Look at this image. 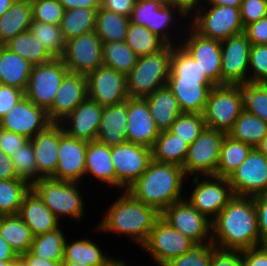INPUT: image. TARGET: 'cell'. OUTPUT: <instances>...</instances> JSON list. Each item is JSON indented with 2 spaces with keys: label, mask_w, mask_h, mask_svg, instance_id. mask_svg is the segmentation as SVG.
I'll return each mask as SVG.
<instances>
[{
  "label": "cell",
  "mask_w": 267,
  "mask_h": 266,
  "mask_svg": "<svg viewBox=\"0 0 267 266\" xmlns=\"http://www.w3.org/2000/svg\"><path fill=\"white\" fill-rule=\"evenodd\" d=\"M211 228V243L222 250L243 251L264 245L253 197L235 195L211 221Z\"/></svg>",
  "instance_id": "1"
},
{
  "label": "cell",
  "mask_w": 267,
  "mask_h": 266,
  "mask_svg": "<svg viewBox=\"0 0 267 266\" xmlns=\"http://www.w3.org/2000/svg\"><path fill=\"white\" fill-rule=\"evenodd\" d=\"M184 177L181 166L152 161L148 169L126 191L162 213L171 204L183 200L181 189Z\"/></svg>",
  "instance_id": "2"
},
{
  "label": "cell",
  "mask_w": 267,
  "mask_h": 266,
  "mask_svg": "<svg viewBox=\"0 0 267 266\" xmlns=\"http://www.w3.org/2000/svg\"><path fill=\"white\" fill-rule=\"evenodd\" d=\"M107 212L98 227L100 230L127 234L141 245L146 242L156 220L161 216L154 207L145 205L127 191Z\"/></svg>",
  "instance_id": "3"
},
{
  "label": "cell",
  "mask_w": 267,
  "mask_h": 266,
  "mask_svg": "<svg viewBox=\"0 0 267 266\" xmlns=\"http://www.w3.org/2000/svg\"><path fill=\"white\" fill-rule=\"evenodd\" d=\"M172 45L162 50L138 57L135 67L126 75L129 97L145 98L155 90L165 87L170 72Z\"/></svg>",
  "instance_id": "4"
},
{
  "label": "cell",
  "mask_w": 267,
  "mask_h": 266,
  "mask_svg": "<svg viewBox=\"0 0 267 266\" xmlns=\"http://www.w3.org/2000/svg\"><path fill=\"white\" fill-rule=\"evenodd\" d=\"M243 110L241 85H216L209 92L203 112L206 127L228 133Z\"/></svg>",
  "instance_id": "5"
},
{
  "label": "cell",
  "mask_w": 267,
  "mask_h": 266,
  "mask_svg": "<svg viewBox=\"0 0 267 266\" xmlns=\"http://www.w3.org/2000/svg\"><path fill=\"white\" fill-rule=\"evenodd\" d=\"M76 186V182L42 178L32 184L31 189L55 214L57 219L63 214L80 219L84 210V201Z\"/></svg>",
  "instance_id": "6"
},
{
  "label": "cell",
  "mask_w": 267,
  "mask_h": 266,
  "mask_svg": "<svg viewBox=\"0 0 267 266\" xmlns=\"http://www.w3.org/2000/svg\"><path fill=\"white\" fill-rule=\"evenodd\" d=\"M69 73L61 58L34 65L29 76L25 96L46 111L52 106L58 88Z\"/></svg>",
  "instance_id": "7"
},
{
  "label": "cell",
  "mask_w": 267,
  "mask_h": 266,
  "mask_svg": "<svg viewBox=\"0 0 267 266\" xmlns=\"http://www.w3.org/2000/svg\"><path fill=\"white\" fill-rule=\"evenodd\" d=\"M227 133L206 127L202 133L189 145L183 164L185 176L196 173V176H212L216 174L221 146ZM198 173V174H197Z\"/></svg>",
  "instance_id": "8"
},
{
  "label": "cell",
  "mask_w": 267,
  "mask_h": 266,
  "mask_svg": "<svg viewBox=\"0 0 267 266\" xmlns=\"http://www.w3.org/2000/svg\"><path fill=\"white\" fill-rule=\"evenodd\" d=\"M194 18L192 29L206 38L222 41L244 32L239 8L212 5L205 14L199 11Z\"/></svg>",
  "instance_id": "9"
},
{
  "label": "cell",
  "mask_w": 267,
  "mask_h": 266,
  "mask_svg": "<svg viewBox=\"0 0 267 266\" xmlns=\"http://www.w3.org/2000/svg\"><path fill=\"white\" fill-rule=\"evenodd\" d=\"M194 245L196 244L192 240L172 228L160 216L142 246L151 253L156 263L161 265L188 252Z\"/></svg>",
  "instance_id": "10"
},
{
  "label": "cell",
  "mask_w": 267,
  "mask_h": 266,
  "mask_svg": "<svg viewBox=\"0 0 267 266\" xmlns=\"http://www.w3.org/2000/svg\"><path fill=\"white\" fill-rule=\"evenodd\" d=\"M112 162L116 171L117 187L131 186L153 161L152 149L126 142L111 147Z\"/></svg>",
  "instance_id": "11"
},
{
  "label": "cell",
  "mask_w": 267,
  "mask_h": 266,
  "mask_svg": "<svg viewBox=\"0 0 267 266\" xmlns=\"http://www.w3.org/2000/svg\"><path fill=\"white\" fill-rule=\"evenodd\" d=\"M86 76L88 98L102 107L117 105L129 98L125 74L102 64Z\"/></svg>",
  "instance_id": "12"
},
{
  "label": "cell",
  "mask_w": 267,
  "mask_h": 266,
  "mask_svg": "<svg viewBox=\"0 0 267 266\" xmlns=\"http://www.w3.org/2000/svg\"><path fill=\"white\" fill-rule=\"evenodd\" d=\"M244 32L221 41V85H242L248 82L251 50Z\"/></svg>",
  "instance_id": "13"
},
{
  "label": "cell",
  "mask_w": 267,
  "mask_h": 266,
  "mask_svg": "<svg viewBox=\"0 0 267 266\" xmlns=\"http://www.w3.org/2000/svg\"><path fill=\"white\" fill-rule=\"evenodd\" d=\"M228 180L236 196L254 197L267 193V158L253 148Z\"/></svg>",
  "instance_id": "14"
},
{
  "label": "cell",
  "mask_w": 267,
  "mask_h": 266,
  "mask_svg": "<svg viewBox=\"0 0 267 266\" xmlns=\"http://www.w3.org/2000/svg\"><path fill=\"white\" fill-rule=\"evenodd\" d=\"M61 59L69 72L87 75L102 65V41L95 31L71 38Z\"/></svg>",
  "instance_id": "15"
},
{
  "label": "cell",
  "mask_w": 267,
  "mask_h": 266,
  "mask_svg": "<svg viewBox=\"0 0 267 266\" xmlns=\"http://www.w3.org/2000/svg\"><path fill=\"white\" fill-rule=\"evenodd\" d=\"M199 178L197 175L193 179L197 185L188 202L207 218H211L208 215H213L212 221L235 195L228 178L216 175L207 176L208 179L205 181H199Z\"/></svg>",
  "instance_id": "16"
},
{
  "label": "cell",
  "mask_w": 267,
  "mask_h": 266,
  "mask_svg": "<svg viewBox=\"0 0 267 266\" xmlns=\"http://www.w3.org/2000/svg\"><path fill=\"white\" fill-rule=\"evenodd\" d=\"M52 122L47 111L30 101L26 96L0 119V128L25 136L29 140L45 130Z\"/></svg>",
  "instance_id": "17"
},
{
  "label": "cell",
  "mask_w": 267,
  "mask_h": 266,
  "mask_svg": "<svg viewBox=\"0 0 267 266\" xmlns=\"http://www.w3.org/2000/svg\"><path fill=\"white\" fill-rule=\"evenodd\" d=\"M161 217L195 244H204V237L209 236L211 231V219L185 199L171 204L161 213Z\"/></svg>",
  "instance_id": "18"
},
{
  "label": "cell",
  "mask_w": 267,
  "mask_h": 266,
  "mask_svg": "<svg viewBox=\"0 0 267 266\" xmlns=\"http://www.w3.org/2000/svg\"><path fill=\"white\" fill-rule=\"evenodd\" d=\"M87 142L68 136L59 123L58 164L51 179L76 182L85 174Z\"/></svg>",
  "instance_id": "19"
},
{
  "label": "cell",
  "mask_w": 267,
  "mask_h": 266,
  "mask_svg": "<svg viewBox=\"0 0 267 266\" xmlns=\"http://www.w3.org/2000/svg\"><path fill=\"white\" fill-rule=\"evenodd\" d=\"M160 130L153 120L145 98L127 99V142L152 149Z\"/></svg>",
  "instance_id": "20"
},
{
  "label": "cell",
  "mask_w": 267,
  "mask_h": 266,
  "mask_svg": "<svg viewBox=\"0 0 267 266\" xmlns=\"http://www.w3.org/2000/svg\"><path fill=\"white\" fill-rule=\"evenodd\" d=\"M87 98V76L69 72L58 88L52 106L47 110L50 121L64 124V119Z\"/></svg>",
  "instance_id": "21"
},
{
  "label": "cell",
  "mask_w": 267,
  "mask_h": 266,
  "mask_svg": "<svg viewBox=\"0 0 267 266\" xmlns=\"http://www.w3.org/2000/svg\"><path fill=\"white\" fill-rule=\"evenodd\" d=\"M181 45L198 63L205 76L216 86L221 85V41L206 38L192 30Z\"/></svg>",
  "instance_id": "22"
},
{
  "label": "cell",
  "mask_w": 267,
  "mask_h": 266,
  "mask_svg": "<svg viewBox=\"0 0 267 266\" xmlns=\"http://www.w3.org/2000/svg\"><path fill=\"white\" fill-rule=\"evenodd\" d=\"M173 5L163 4L161 1L136 2L133 8L130 22L146 27L148 30L160 37L167 45H172L165 29L173 21ZM173 17V18H172Z\"/></svg>",
  "instance_id": "23"
},
{
  "label": "cell",
  "mask_w": 267,
  "mask_h": 266,
  "mask_svg": "<svg viewBox=\"0 0 267 266\" xmlns=\"http://www.w3.org/2000/svg\"><path fill=\"white\" fill-rule=\"evenodd\" d=\"M103 108L100 104L87 98L81 102L64 120L68 119L71 127L63 126L64 132L73 138L86 142L96 141Z\"/></svg>",
  "instance_id": "24"
},
{
  "label": "cell",
  "mask_w": 267,
  "mask_h": 266,
  "mask_svg": "<svg viewBox=\"0 0 267 266\" xmlns=\"http://www.w3.org/2000/svg\"><path fill=\"white\" fill-rule=\"evenodd\" d=\"M40 179L51 178L58 164L59 123L50 124L30 139Z\"/></svg>",
  "instance_id": "25"
},
{
  "label": "cell",
  "mask_w": 267,
  "mask_h": 266,
  "mask_svg": "<svg viewBox=\"0 0 267 266\" xmlns=\"http://www.w3.org/2000/svg\"><path fill=\"white\" fill-rule=\"evenodd\" d=\"M166 86L177 98L183 113L203 114L209 92L215 85L211 81L168 79Z\"/></svg>",
  "instance_id": "26"
},
{
  "label": "cell",
  "mask_w": 267,
  "mask_h": 266,
  "mask_svg": "<svg viewBox=\"0 0 267 266\" xmlns=\"http://www.w3.org/2000/svg\"><path fill=\"white\" fill-rule=\"evenodd\" d=\"M30 228L33 236L45 234L58 228V219L32 190L24 196L17 214Z\"/></svg>",
  "instance_id": "27"
},
{
  "label": "cell",
  "mask_w": 267,
  "mask_h": 266,
  "mask_svg": "<svg viewBox=\"0 0 267 266\" xmlns=\"http://www.w3.org/2000/svg\"><path fill=\"white\" fill-rule=\"evenodd\" d=\"M127 100L117 105L106 106L98 128L96 141L114 147L127 142Z\"/></svg>",
  "instance_id": "28"
},
{
  "label": "cell",
  "mask_w": 267,
  "mask_h": 266,
  "mask_svg": "<svg viewBox=\"0 0 267 266\" xmlns=\"http://www.w3.org/2000/svg\"><path fill=\"white\" fill-rule=\"evenodd\" d=\"M145 99L160 132L169 130L177 117L183 114L177 98L167 86L155 90Z\"/></svg>",
  "instance_id": "29"
},
{
  "label": "cell",
  "mask_w": 267,
  "mask_h": 266,
  "mask_svg": "<svg viewBox=\"0 0 267 266\" xmlns=\"http://www.w3.org/2000/svg\"><path fill=\"white\" fill-rule=\"evenodd\" d=\"M87 173H90L98 180L117 187L116 171L111 157V147L99 141L87 142L85 175Z\"/></svg>",
  "instance_id": "30"
},
{
  "label": "cell",
  "mask_w": 267,
  "mask_h": 266,
  "mask_svg": "<svg viewBox=\"0 0 267 266\" xmlns=\"http://www.w3.org/2000/svg\"><path fill=\"white\" fill-rule=\"evenodd\" d=\"M33 65L5 45L0 48V84L26 91Z\"/></svg>",
  "instance_id": "31"
},
{
  "label": "cell",
  "mask_w": 267,
  "mask_h": 266,
  "mask_svg": "<svg viewBox=\"0 0 267 266\" xmlns=\"http://www.w3.org/2000/svg\"><path fill=\"white\" fill-rule=\"evenodd\" d=\"M33 20L30 0H15L0 17V43L5 45L19 33L29 30Z\"/></svg>",
  "instance_id": "32"
},
{
  "label": "cell",
  "mask_w": 267,
  "mask_h": 266,
  "mask_svg": "<svg viewBox=\"0 0 267 266\" xmlns=\"http://www.w3.org/2000/svg\"><path fill=\"white\" fill-rule=\"evenodd\" d=\"M0 236L18 257L29 251L34 239L30 228L17 214L0 216Z\"/></svg>",
  "instance_id": "33"
},
{
  "label": "cell",
  "mask_w": 267,
  "mask_h": 266,
  "mask_svg": "<svg viewBox=\"0 0 267 266\" xmlns=\"http://www.w3.org/2000/svg\"><path fill=\"white\" fill-rule=\"evenodd\" d=\"M189 144L169 130L161 131L152 147L153 161L183 167Z\"/></svg>",
  "instance_id": "34"
},
{
  "label": "cell",
  "mask_w": 267,
  "mask_h": 266,
  "mask_svg": "<svg viewBox=\"0 0 267 266\" xmlns=\"http://www.w3.org/2000/svg\"><path fill=\"white\" fill-rule=\"evenodd\" d=\"M98 9L77 7L65 10L60 25L65 40L95 31Z\"/></svg>",
  "instance_id": "35"
},
{
  "label": "cell",
  "mask_w": 267,
  "mask_h": 266,
  "mask_svg": "<svg viewBox=\"0 0 267 266\" xmlns=\"http://www.w3.org/2000/svg\"><path fill=\"white\" fill-rule=\"evenodd\" d=\"M5 46L33 66L44 64L54 59L45 46L29 30L19 33L7 42Z\"/></svg>",
  "instance_id": "36"
},
{
  "label": "cell",
  "mask_w": 267,
  "mask_h": 266,
  "mask_svg": "<svg viewBox=\"0 0 267 266\" xmlns=\"http://www.w3.org/2000/svg\"><path fill=\"white\" fill-rule=\"evenodd\" d=\"M227 134L256 148L267 134V123L243 110Z\"/></svg>",
  "instance_id": "37"
},
{
  "label": "cell",
  "mask_w": 267,
  "mask_h": 266,
  "mask_svg": "<svg viewBox=\"0 0 267 266\" xmlns=\"http://www.w3.org/2000/svg\"><path fill=\"white\" fill-rule=\"evenodd\" d=\"M252 149L253 147L247 143L237 141L226 134L221 146L215 175L228 178L247 158Z\"/></svg>",
  "instance_id": "38"
},
{
  "label": "cell",
  "mask_w": 267,
  "mask_h": 266,
  "mask_svg": "<svg viewBox=\"0 0 267 266\" xmlns=\"http://www.w3.org/2000/svg\"><path fill=\"white\" fill-rule=\"evenodd\" d=\"M129 23V17L100 7L96 15L95 33L102 42L125 41Z\"/></svg>",
  "instance_id": "39"
},
{
  "label": "cell",
  "mask_w": 267,
  "mask_h": 266,
  "mask_svg": "<svg viewBox=\"0 0 267 266\" xmlns=\"http://www.w3.org/2000/svg\"><path fill=\"white\" fill-rule=\"evenodd\" d=\"M138 56L125 41L102 42V64L127 75L136 65Z\"/></svg>",
  "instance_id": "40"
},
{
  "label": "cell",
  "mask_w": 267,
  "mask_h": 266,
  "mask_svg": "<svg viewBox=\"0 0 267 266\" xmlns=\"http://www.w3.org/2000/svg\"><path fill=\"white\" fill-rule=\"evenodd\" d=\"M125 43L138 56H146L162 50L167 44L146 27L129 23Z\"/></svg>",
  "instance_id": "41"
},
{
  "label": "cell",
  "mask_w": 267,
  "mask_h": 266,
  "mask_svg": "<svg viewBox=\"0 0 267 266\" xmlns=\"http://www.w3.org/2000/svg\"><path fill=\"white\" fill-rule=\"evenodd\" d=\"M168 79L210 81L205 76L196 60H194L182 46H178V48L175 49L173 45Z\"/></svg>",
  "instance_id": "42"
},
{
  "label": "cell",
  "mask_w": 267,
  "mask_h": 266,
  "mask_svg": "<svg viewBox=\"0 0 267 266\" xmlns=\"http://www.w3.org/2000/svg\"><path fill=\"white\" fill-rule=\"evenodd\" d=\"M67 243L65 241L62 261L77 262L87 266H101L110 259L89 239L77 240L71 244Z\"/></svg>",
  "instance_id": "43"
},
{
  "label": "cell",
  "mask_w": 267,
  "mask_h": 266,
  "mask_svg": "<svg viewBox=\"0 0 267 266\" xmlns=\"http://www.w3.org/2000/svg\"><path fill=\"white\" fill-rule=\"evenodd\" d=\"M31 185L20 178L0 180V216L16 215Z\"/></svg>",
  "instance_id": "44"
},
{
  "label": "cell",
  "mask_w": 267,
  "mask_h": 266,
  "mask_svg": "<svg viewBox=\"0 0 267 266\" xmlns=\"http://www.w3.org/2000/svg\"><path fill=\"white\" fill-rule=\"evenodd\" d=\"M65 237L62 230H56L35 236L29 251L38 257L50 261H62L64 256Z\"/></svg>",
  "instance_id": "45"
},
{
  "label": "cell",
  "mask_w": 267,
  "mask_h": 266,
  "mask_svg": "<svg viewBox=\"0 0 267 266\" xmlns=\"http://www.w3.org/2000/svg\"><path fill=\"white\" fill-rule=\"evenodd\" d=\"M29 31L54 58L63 56L66 40L60 26L32 20Z\"/></svg>",
  "instance_id": "46"
},
{
  "label": "cell",
  "mask_w": 267,
  "mask_h": 266,
  "mask_svg": "<svg viewBox=\"0 0 267 266\" xmlns=\"http://www.w3.org/2000/svg\"><path fill=\"white\" fill-rule=\"evenodd\" d=\"M244 110L267 123V83L247 82L241 85Z\"/></svg>",
  "instance_id": "47"
},
{
  "label": "cell",
  "mask_w": 267,
  "mask_h": 266,
  "mask_svg": "<svg viewBox=\"0 0 267 266\" xmlns=\"http://www.w3.org/2000/svg\"><path fill=\"white\" fill-rule=\"evenodd\" d=\"M205 128L203 114L183 113L172 123L169 131L191 145Z\"/></svg>",
  "instance_id": "48"
},
{
  "label": "cell",
  "mask_w": 267,
  "mask_h": 266,
  "mask_svg": "<svg viewBox=\"0 0 267 266\" xmlns=\"http://www.w3.org/2000/svg\"><path fill=\"white\" fill-rule=\"evenodd\" d=\"M10 157L14 163L15 171L20 179L25 180L30 185L40 180L31 141L27 142L17 152L11 153Z\"/></svg>",
  "instance_id": "49"
},
{
  "label": "cell",
  "mask_w": 267,
  "mask_h": 266,
  "mask_svg": "<svg viewBox=\"0 0 267 266\" xmlns=\"http://www.w3.org/2000/svg\"><path fill=\"white\" fill-rule=\"evenodd\" d=\"M33 20L60 26L65 13L58 0H30Z\"/></svg>",
  "instance_id": "50"
},
{
  "label": "cell",
  "mask_w": 267,
  "mask_h": 266,
  "mask_svg": "<svg viewBox=\"0 0 267 266\" xmlns=\"http://www.w3.org/2000/svg\"><path fill=\"white\" fill-rule=\"evenodd\" d=\"M211 237L206 244H196L188 252L174 257L167 266H210L212 249Z\"/></svg>",
  "instance_id": "51"
},
{
  "label": "cell",
  "mask_w": 267,
  "mask_h": 266,
  "mask_svg": "<svg viewBox=\"0 0 267 266\" xmlns=\"http://www.w3.org/2000/svg\"><path fill=\"white\" fill-rule=\"evenodd\" d=\"M249 67L255 72L248 78V82L267 83V45L251 46Z\"/></svg>",
  "instance_id": "52"
},
{
  "label": "cell",
  "mask_w": 267,
  "mask_h": 266,
  "mask_svg": "<svg viewBox=\"0 0 267 266\" xmlns=\"http://www.w3.org/2000/svg\"><path fill=\"white\" fill-rule=\"evenodd\" d=\"M267 16V0H242L240 17L244 28Z\"/></svg>",
  "instance_id": "53"
},
{
  "label": "cell",
  "mask_w": 267,
  "mask_h": 266,
  "mask_svg": "<svg viewBox=\"0 0 267 266\" xmlns=\"http://www.w3.org/2000/svg\"><path fill=\"white\" fill-rule=\"evenodd\" d=\"M25 96L23 90L0 84V119L3 118L15 104Z\"/></svg>",
  "instance_id": "54"
},
{
  "label": "cell",
  "mask_w": 267,
  "mask_h": 266,
  "mask_svg": "<svg viewBox=\"0 0 267 266\" xmlns=\"http://www.w3.org/2000/svg\"><path fill=\"white\" fill-rule=\"evenodd\" d=\"M239 254L241 251L222 250L215 246L212 249L210 266H245L242 256Z\"/></svg>",
  "instance_id": "55"
},
{
  "label": "cell",
  "mask_w": 267,
  "mask_h": 266,
  "mask_svg": "<svg viewBox=\"0 0 267 266\" xmlns=\"http://www.w3.org/2000/svg\"><path fill=\"white\" fill-rule=\"evenodd\" d=\"M30 140L25 136L0 128V149L7 155L17 152Z\"/></svg>",
  "instance_id": "56"
},
{
  "label": "cell",
  "mask_w": 267,
  "mask_h": 266,
  "mask_svg": "<svg viewBox=\"0 0 267 266\" xmlns=\"http://www.w3.org/2000/svg\"><path fill=\"white\" fill-rule=\"evenodd\" d=\"M251 45H267V16L244 28Z\"/></svg>",
  "instance_id": "57"
},
{
  "label": "cell",
  "mask_w": 267,
  "mask_h": 266,
  "mask_svg": "<svg viewBox=\"0 0 267 266\" xmlns=\"http://www.w3.org/2000/svg\"><path fill=\"white\" fill-rule=\"evenodd\" d=\"M253 199L256 206L261 242L267 244V193L256 195Z\"/></svg>",
  "instance_id": "58"
},
{
  "label": "cell",
  "mask_w": 267,
  "mask_h": 266,
  "mask_svg": "<svg viewBox=\"0 0 267 266\" xmlns=\"http://www.w3.org/2000/svg\"><path fill=\"white\" fill-rule=\"evenodd\" d=\"M245 266H267V244L241 251Z\"/></svg>",
  "instance_id": "59"
},
{
  "label": "cell",
  "mask_w": 267,
  "mask_h": 266,
  "mask_svg": "<svg viewBox=\"0 0 267 266\" xmlns=\"http://www.w3.org/2000/svg\"><path fill=\"white\" fill-rule=\"evenodd\" d=\"M135 3V0H100V7L130 18Z\"/></svg>",
  "instance_id": "60"
},
{
  "label": "cell",
  "mask_w": 267,
  "mask_h": 266,
  "mask_svg": "<svg viewBox=\"0 0 267 266\" xmlns=\"http://www.w3.org/2000/svg\"><path fill=\"white\" fill-rule=\"evenodd\" d=\"M19 178L11 157L0 149V180Z\"/></svg>",
  "instance_id": "61"
},
{
  "label": "cell",
  "mask_w": 267,
  "mask_h": 266,
  "mask_svg": "<svg viewBox=\"0 0 267 266\" xmlns=\"http://www.w3.org/2000/svg\"><path fill=\"white\" fill-rule=\"evenodd\" d=\"M27 266H61V261H50L33 255L30 251L19 257Z\"/></svg>",
  "instance_id": "62"
},
{
  "label": "cell",
  "mask_w": 267,
  "mask_h": 266,
  "mask_svg": "<svg viewBox=\"0 0 267 266\" xmlns=\"http://www.w3.org/2000/svg\"><path fill=\"white\" fill-rule=\"evenodd\" d=\"M65 10L77 7L100 8V0H58Z\"/></svg>",
  "instance_id": "63"
},
{
  "label": "cell",
  "mask_w": 267,
  "mask_h": 266,
  "mask_svg": "<svg viewBox=\"0 0 267 266\" xmlns=\"http://www.w3.org/2000/svg\"><path fill=\"white\" fill-rule=\"evenodd\" d=\"M200 0H168V3L176 7L179 12V15L187 16L194 7L196 8Z\"/></svg>",
  "instance_id": "64"
},
{
  "label": "cell",
  "mask_w": 267,
  "mask_h": 266,
  "mask_svg": "<svg viewBox=\"0 0 267 266\" xmlns=\"http://www.w3.org/2000/svg\"><path fill=\"white\" fill-rule=\"evenodd\" d=\"M19 257L10 245L0 236V261H17Z\"/></svg>",
  "instance_id": "65"
},
{
  "label": "cell",
  "mask_w": 267,
  "mask_h": 266,
  "mask_svg": "<svg viewBox=\"0 0 267 266\" xmlns=\"http://www.w3.org/2000/svg\"><path fill=\"white\" fill-rule=\"evenodd\" d=\"M208 2L209 4H212V5L230 6V7L240 9L242 0H208Z\"/></svg>",
  "instance_id": "66"
},
{
  "label": "cell",
  "mask_w": 267,
  "mask_h": 266,
  "mask_svg": "<svg viewBox=\"0 0 267 266\" xmlns=\"http://www.w3.org/2000/svg\"><path fill=\"white\" fill-rule=\"evenodd\" d=\"M15 0H0V17L7 12Z\"/></svg>",
  "instance_id": "67"
},
{
  "label": "cell",
  "mask_w": 267,
  "mask_h": 266,
  "mask_svg": "<svg viewBox=\"0 0 267 266\" xmlns=\"http://www.w3.org/2000/svg\"><path fill=\"white\" fill-rule=\"evenodd\" d=\"M256 148L267 158V134Z\"/></svg>",
  "instance_id": "68"
},
{
  "label": "cell",
  "mask_w": 267,
  "mask_h": 266,
  "mask_svg": "<svg viewBox=\"0 0 267 266\" xmlns=\"http://www.w3.org/2000/svg\"><path fill=\"white\" fill-rule=\"evenodd\" d=\"M101 266H126V264L110 258L104 265Z\"/></svg>",
  "instance_id": "69"
},
{
  "label": "cell",
  "mask_w": 267,
  "mask_h": 266,
  "mask_svg": "<svg viewBox=\"0 0 267 266\" xmlns=\"http://www.w3.org/2000/svg\"><path fill=\"white\" fill-rule=\"evenodd\" d=\"M61 266H87V265H81L77 262H71V261H61Z\"/></svg>",
  "instance_id": "70"
},
{
  "label": "cell",
  "mask_w": 267,
  "mask_h": 266,
  "mask_svg": "<svg viewBox=\"0 0 267 266\" xmlns=\"http://www.w3.org/2000/svg\"><path fill=\"white\" fill-rule=\"evenodd\" d=\"M16 261H0V266H15Z\"/></svg>",
  "instance_id": "71"
},
{
  "label": "cell",
  "mask_w": 267,
  "mask_h": 266,
  "mask_svg": "<svg viewBox=\"0 0 267 266\" xmlns=\"http://www.w3.org/2000/svg\"><path fill=\"white\" fill-rule=\"evenodd\" d=\"M15 266H27L20 258L16 261Z\"/></svg>",
  "instance_id": "72"
},
{
  "label": "cell",
  "mask_w": 267,
  "mask_h": 266,
  "mask_svg": "<svg viewBox=\"0 0 267 266\" xmlns=\"http://www.w3.org/2000/svg\"><path fill=\"white\" fill-rule=\"evenodd\" d=\"M136 2H140V1H150V0H135ZM155 1H161L163 4H167L168 0H155Z\"/></svg>",
  "instance_id": "73"
}]
</instances>
